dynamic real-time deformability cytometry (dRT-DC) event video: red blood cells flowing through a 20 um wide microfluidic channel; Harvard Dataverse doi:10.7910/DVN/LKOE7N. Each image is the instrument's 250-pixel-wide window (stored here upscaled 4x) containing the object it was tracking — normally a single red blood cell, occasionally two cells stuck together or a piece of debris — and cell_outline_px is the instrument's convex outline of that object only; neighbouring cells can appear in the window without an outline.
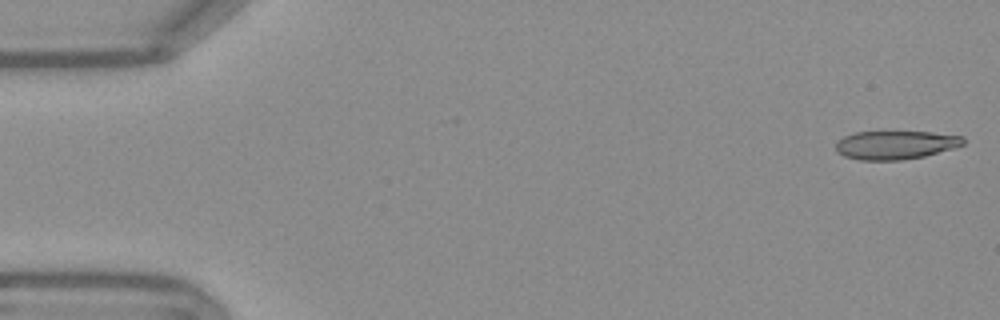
{"species": "Egyptian fruit bat (a non-hibernating species)", "species_latin": "Rousettus aegyptiacus", "temperature_condition": "warm", "stored_images_in_passage": 53, "camera_frame_rate_fps": 3000, "um_per_image_px": 0.085, "frame": {"image": 1, "passage_image": 1, "time_ms": 0.0, "image_size_px": [1000, 320], "cell_outline_px": [[964, 144], [952, 148], [924, 156], [900, 160], [860, 160], [844, 156], [836, 152], [836, 144], [844, 136], [856, 132], [932, 132], [964, 136]], "centroid_in_image_um": [76.11, 12.32], "position_along_channel_um": 8.9, "area_um2": 21.04}}
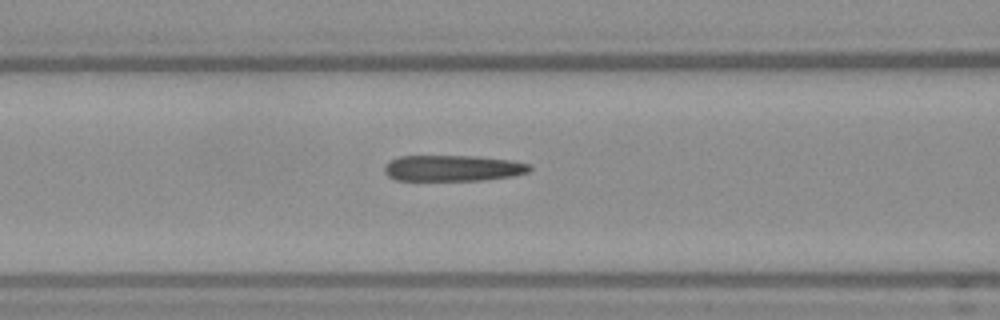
{"frame": {"image": 2, "passage_image": 21, "time_ms": 6.667, "image_size_px": [1000, 320], "cell_outline_px": [[532, 168], [528, 172], [512, 176], [480, 180], [396, 180], [388, 176], [384, 172], [384, 168], [388, 160], [400, 156], [476, 156], [512, 160], [532, 164]], "centroid_in_image_um": [38.49, 14.28], "position_along_channel_um": 128.1, "area_um2": 22.14}}
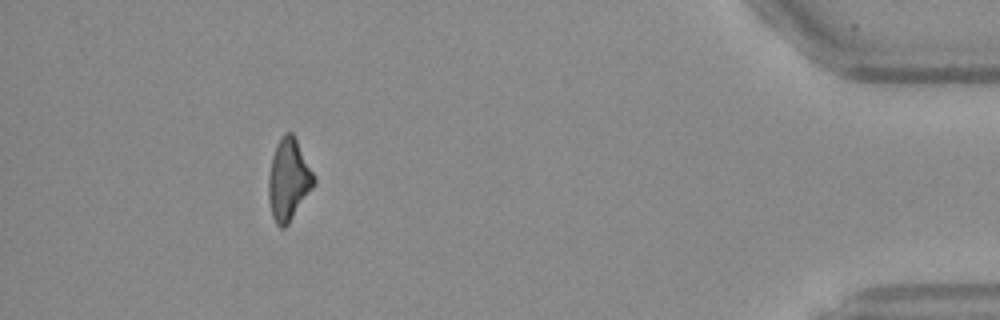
{"frame": {"image": 3, "passage_image": 48, "time_ms": 15.667, "image_size_px": [1000, 320], "cell_outline_px": [[316, 184], [288, 224], [284, 228], [280, 228], [276, 224], [272, 216], [268, 200], [268, 176], [272, 156], [276, 144], [280, 136], [284, 132], [292, 132], [316, 176]], "centroid_in_image_um": [24.53, 15.27], "position_along_channel_um": 410.7, "area_um2": 21.91}, "authors_computed_cell_mechanics": {"area_um2": 22.7154, "velocity_mm_per_s": 3.8002, "shape_relaxation_time_tau1_ms": null, "shape_relaxation_time_tau2_ms": 4.3345, "deformation_change_tau1": null, "deformation_change_tau2": 0.1567}}